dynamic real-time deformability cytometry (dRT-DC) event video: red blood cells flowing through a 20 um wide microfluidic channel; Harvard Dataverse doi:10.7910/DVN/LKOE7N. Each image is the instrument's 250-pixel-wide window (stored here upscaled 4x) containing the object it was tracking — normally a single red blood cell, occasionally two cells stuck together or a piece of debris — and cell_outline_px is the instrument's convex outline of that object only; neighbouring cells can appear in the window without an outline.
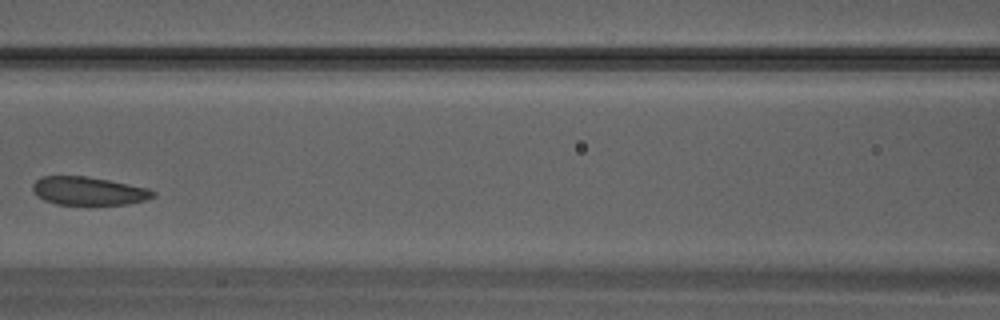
{"species": "Egyptian fruit bat (a non-hibernating species)", "species_latin": "Rousettus aegyptiacus", "temperature_condition": "warm", "stored_images_in_passage": 29, "camera_frame_rate_fps": 3000, "um_per_image_px": 0.085, "animal": {"sex": "male"}, "frame": {"image": 1, "passage_image": 10, "time_ms": 3.0, "image_size_px": [1000, 320], "cell_outline_px": [[156, 196], [148, 200], [128, 204], [56, 204], [44, 200], [36, 196], [32, 192], [32, 184], [40, 176], [88, 176], [148, 188], [156, 192]], "centroid_in_image_um": [7.52, 16.23], "position_along_channel_um": 159.1, "area_um2": 20.0}}
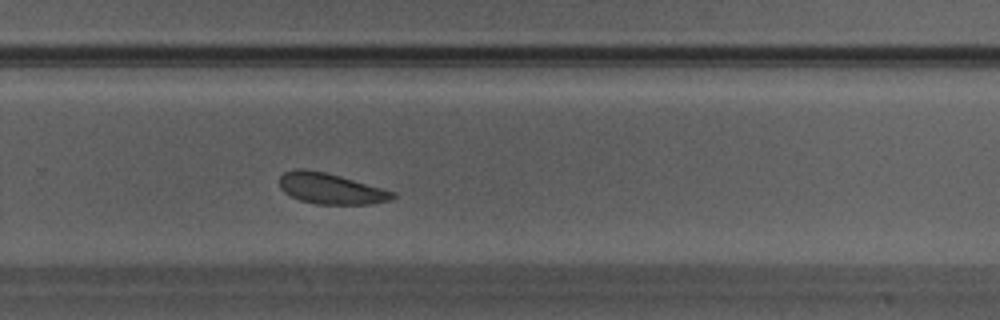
{"frame": {"image": 2, "passage_image": 17, "time_ms": 5.333, "image_size_px": [1000, 320], "cell_outline_px": [[396, 196], [392, 200], [372, 204], [316, 204], [300, 200], [284, 192], [280, 188], [280, 176], [284, 172], [296, 168], [304, 168], [324, 172], [340, 176], [396, 192]], "centroid_in_image_um": [28.12, 16.03], "position_along_channel_um": 301.7, "area_um2": 20.35}}
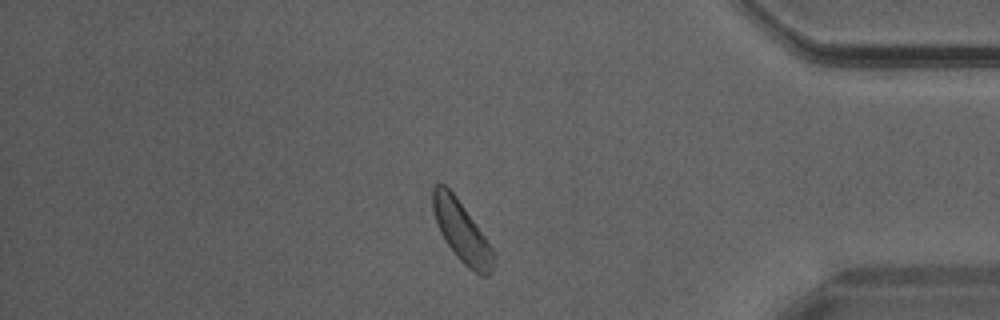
{"frame": {"image": 3, "passage_image": 23, "time_ms": 7.333, "image_size_px": [1000, 320], "cell_outline_px": [[492, 268], [488, 276], [480, 276], [468, 268], [456, 256], [440, 232], [432, 208], [432, 188], [436, 184], [444, 184], [456, 196], [484, 236], [492, 248]], "centroid_in_image_um": [39.2, 19.67], "position_along_channel_um": 396.0, "area_um2": 20.87}}